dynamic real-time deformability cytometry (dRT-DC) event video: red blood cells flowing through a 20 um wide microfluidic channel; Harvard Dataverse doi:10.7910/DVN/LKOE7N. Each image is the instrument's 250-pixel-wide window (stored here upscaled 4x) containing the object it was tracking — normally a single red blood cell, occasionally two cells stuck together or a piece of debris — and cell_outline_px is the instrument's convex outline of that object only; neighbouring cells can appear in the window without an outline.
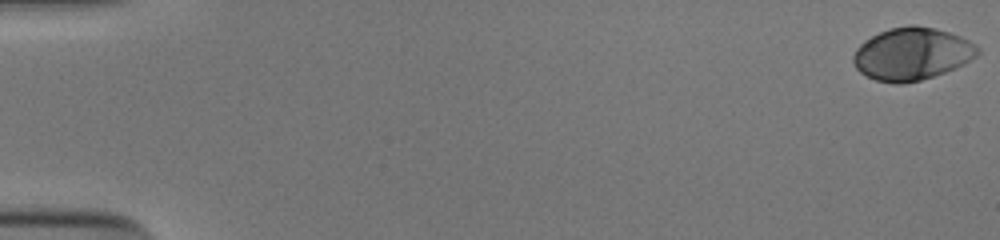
{"species": "human", "species_latin": "Homo sapiens", "temperature_condition": "cold", "stored_images_in_passage": 47, "camera_frame_rate_fps": 3000, "um_per_image_px": 0.085, "donor": {"sex": "male"}, "frame": {"image": 1, "passage_image": 1, "time_ms": 0.0, "image_size_px": [1000, 240], "cell_outline_px": [[980, 52], [976, 56], [964, 64], [956, 68], [920, 80], [904, 84], [896, 84], [876, 80], [860, 72], [856, 68], [852, 60], [852, 56], [856, 48], [864, 40], [888, 28], [908, 24], [916, 24], [936, 28], [960, 36], [976, 44], [980, 48]], "centroid_in_image_um": [77.51, 4.56], "position_along_channel_um": 7.5, "area_um2": 38.32}}
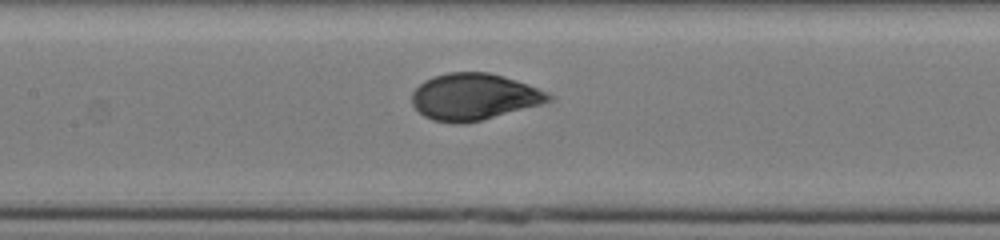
{"frame": {"image": 2, "passage_image": 27, "time_ms": 8.667, "image_size_px": [1000, 240], "cell_outline_px": [[552, 100], [540, 104], [480, 120], [460, 124], [456, 124], [432, 120], [424, 116], [412, 104], [412, 92], [424, 80], [432, 76], [448, 72], [488, 72], [516, 80], [528, 84], [548, 92], [552, 96]], "centroid_in_image_um": [40.26, 8.21], "position_along_channel_um": 167.1, "area_um2": 36.88}}
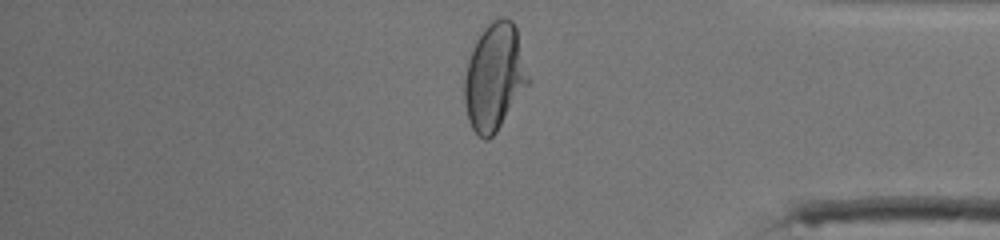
{"frame": {"image": 3, "passage_image": 46, "time_ms": 15.0, "image_size_px": [1000, 240], "cell_outline_px": [[532, 80], [496, 132], [488, 140], [484, 140], [472, 128], [468, 120], [464, 104], [464, 76], [468, 60], [472, 48], [476, 40], [484, 28], [492, 20], [500, 16], [504, 16], [512, 20], [516, 28]], "centroid_in_image_um": [42.05, 6.52], "position_along_channel_um": 393.2, "area_um2": 40.29}, "authors_computed_cell_mechanics": {"area_um2": 37.3388, "velocity_mm_per_s": 3.8715, "shape_relaxation_time_tau1_ms": 3.5738, "shape_relaxation_time_tau2_ms": null, "deformation_change_tau1": 0.1728, "deformation_change_tau2": null}}